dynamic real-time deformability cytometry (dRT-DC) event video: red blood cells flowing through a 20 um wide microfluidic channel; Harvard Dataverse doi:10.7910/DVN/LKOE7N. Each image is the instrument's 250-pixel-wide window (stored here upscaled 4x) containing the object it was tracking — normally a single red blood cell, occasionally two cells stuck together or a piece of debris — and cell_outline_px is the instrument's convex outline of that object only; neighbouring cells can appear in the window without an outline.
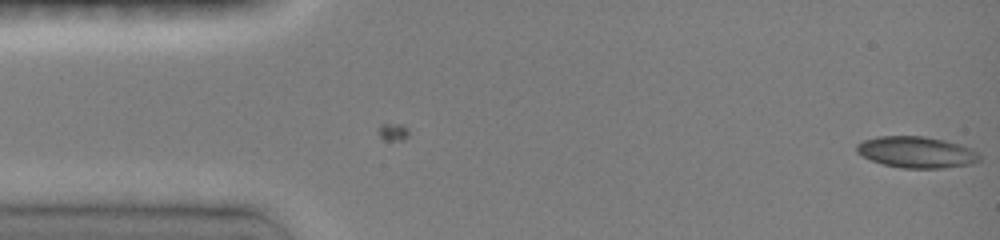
{"species": "common noctule bat (a hibernating species)", "species_latin": "Nyctalus noctula", "temperature_condition": "room temperature", "stored_images_in_passage": 7, "camera_frame_rate_fps": 3000, "um_per_image_px": 0.085, "animal": {"sex": "female", "body_mass_g": 19.0, "forearm_length_mm": 51.5}, "frame": {"image": 1, "passage_image": 7, "time_ms": 1.333, "image_size_px": [1000, 240], "cell_outline_px": [[980, 160], [972, 164], [944, 168], [900, 168], [884, 164], [872, 160], [856, 152], [856, 144], [864, 140], [880, 136], [924, 136], [944, 140], [968, 148], [976, 152], [980, 156]], "centroid_in_image_um": [77.88, 12.94], "position_along_channel_um": 7.1, "area_um2": 22.2}}